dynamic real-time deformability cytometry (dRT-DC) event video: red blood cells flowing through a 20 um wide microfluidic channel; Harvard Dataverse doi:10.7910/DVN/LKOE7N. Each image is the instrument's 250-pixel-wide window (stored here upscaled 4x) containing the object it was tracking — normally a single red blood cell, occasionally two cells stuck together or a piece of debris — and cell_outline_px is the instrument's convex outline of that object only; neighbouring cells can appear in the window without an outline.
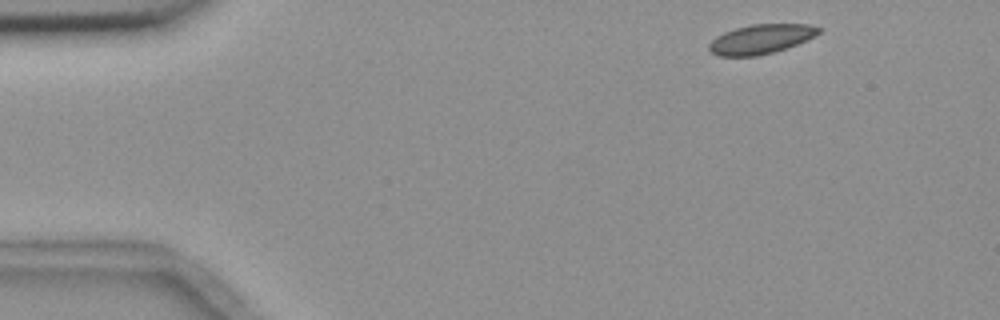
{"species": "common noctule bat (a hibernating species)", "species_latin": "Nyctalus noctula", "temperature_condition": "room temperature", "stored_images_in_passage": 4, "camera_frame_rate_fps": 3000, "um_per_image_px": 0.085, "animal": {"sex": "female", "body_mass_g": 18.4}, "frame": {"image": 1, "passage_image": 1, "time_ms": 0.0, "image_size_px": [1000, 320], "cell_outline_px": [[820, 32], [796, 44], [772, 52], [756, 56], [720, 56], [712, 52], [708, 48], [708, 44], [716, 36], [724, 32], [736, 28], [752, 24], [808, 24], [820, 28]], "centroid_in_image_um": [64.62, 3.32], "position_along_channel_um": 20.4, "area_um2": 18.44}}